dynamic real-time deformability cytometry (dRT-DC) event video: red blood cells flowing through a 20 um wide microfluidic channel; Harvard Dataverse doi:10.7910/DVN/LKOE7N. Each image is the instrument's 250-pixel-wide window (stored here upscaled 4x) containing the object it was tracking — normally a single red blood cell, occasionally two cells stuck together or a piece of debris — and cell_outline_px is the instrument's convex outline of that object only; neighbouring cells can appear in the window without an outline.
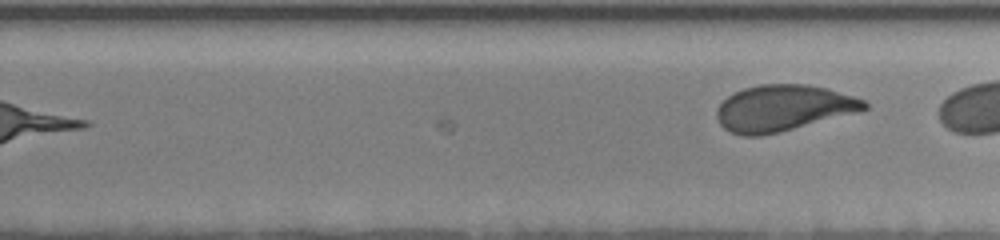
{"species": "human", "species_latin": "Homo sapiens", "temperature_condition": "room temperature", "stored_images_in_passage": 12, "camera_frame_rate_fps": 3000, "um_per_image_px": 0.085, "donor": {"sex": "female"}, "frame": {"image": 1, "passage_image": 12, "time_ms": 6.333, "image_size_px": [1000, 240], "cell_outline_px": [[868, 108], [860, 112], [780, 132], [760, 136], [740, 136], [724, 128], [720, 124], [716, 116], [716, 108], [728, 96], [744, 88], [760, 84], [808, 84], [828, 88], [864, 100], [868, 104]], "centroid_in_image_um": [66.58, 9.19], "position_along_channel_um": 263.2, "area_um2": 39.88}}